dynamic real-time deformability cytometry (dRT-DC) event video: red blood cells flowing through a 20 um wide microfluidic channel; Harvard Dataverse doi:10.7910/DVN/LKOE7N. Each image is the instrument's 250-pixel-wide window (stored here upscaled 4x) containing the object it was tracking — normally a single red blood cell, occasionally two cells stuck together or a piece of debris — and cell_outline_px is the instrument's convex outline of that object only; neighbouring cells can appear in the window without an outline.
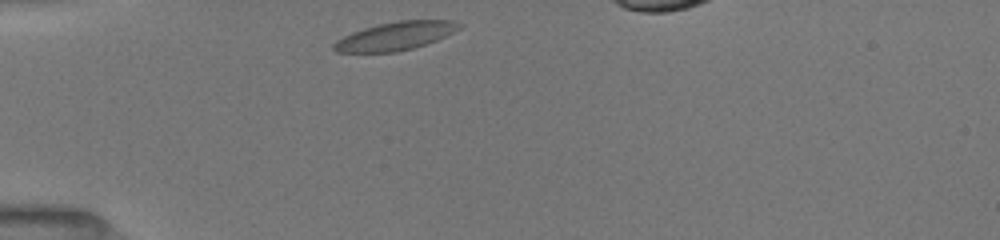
{"species": "common noctule bat (a hibernating species)", "species_latin": "Nyctalus noctula", "temperature_condition": "room temperature", "stored_images_in_passage": 7, "camera_frame_rate_fps": 3000, "um_per_image_px": 0.085, "animal": {"sex": "female", "body_mass_g": 19.5, "forearm_length_mm": 54.1}, "frame": {"image": 1, "passage_image": 1, "time_ms": 0.0, "image_size_px": [1000, 240], "cell_outline_px": [[464, 24], [460, 28], [436, 40], [412, 48], [396, 52], [336, 52], [332, 48], [332, 44], [336, 40], [352, 32], [364, 28], [396, 20], [456, 20]], "centroid_in_image_um": [33.61, 3.05], "position_along_channel_um": 51.4, "area_um2": 20.58}}
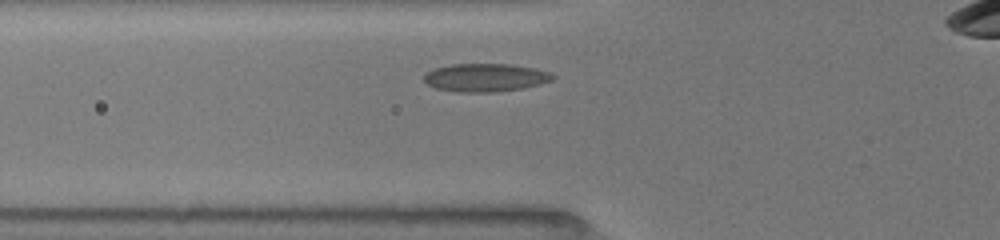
{"frame": {"image": 2, "passage_image": 5, "time_ms": 1.333, "image_size_px": [1000, 240], "cell_outline_px": [[556, 76], [552, 80], [540, 84], [524, 88], [496, 92], [456, 92], [436, 88], [428, 84], [424, 80], [424, 76], [428, 72], [436, 68], [448, 64], [512, 64], [536, 68], [548, 72]], "centroid_in_image_um": [41.28, 6.59], "position_along_channel_um": 84.5, "area_um2": 21.15}}